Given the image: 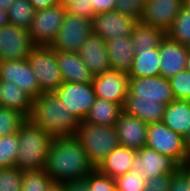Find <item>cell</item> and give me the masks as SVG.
Returning a JSON list of instances; mask_svg holds the SVG:
<instances>
[{"mask_svg": "<svg viewBox=\"0 0 190 191\" xmlns=\"http://www.w3.org/2000/svg\"><path fill=\"white\" fill-rule=\"evenodd\" d=\"M23 171L16 167L0 169V191H21Z\"/></svg>", "mask_w": 190, "mask_h": 191, "instance_id": "34", "label": "cell"}, {"mask_svg": "<svg viewBox=\"0 0 190 191\" xmlns=\"http://www.w3.org/2000/svg\"><path fill=\"white\" fill-rule=\"evenodd\" d=\"M60 3L63 5V6H66L68 3L70 2H73V1H77V0H59Z\"/></svg>", "mask_w": 190, "mask_h": 191, "instance_id": "51", "label": "cell"}, {"mask_svg": "<svg viewBox=\"0 0 190 191\" xmlns=\"http://www.w3.org/2000/svg\"><path fill=\"white\" fill-rule=\"evenodd\" d=\"M122 112L121 105L102 98H96L84 121L95 125L112 126L119 120Z\"/></svg>", "mask_w": 190, "mask_h": 191, "instance_id": "27", "label": "cell"}, {"mask_svg": "<svg viewBox=\"0 0 190 191\" xmlns=\"http://www.w3.org/2000/svg\"><path fill=\"white\" fill-rule=\"evenodd\" d=\"M48 191H67L65 184L54 182Z\"/></svg>", "mask_w": 190, "mask_h": 191, "instance_id": "47", "label": "cell"}, {"mask_svg": "<svg viewBox=\"0 0 190 191\" xmlns=\"http://www.w3.org/2000/svg\"><path fill=\"white\" fill-rule=\"evenodd\" d=\"M115 128L121 146L137 151L146 147L148 124L138 117L122 112L115 123Z\"/></svg>", "mask_w": 190, "mask_h": 191, "instance_id": "18", "label": "cell"}, {"mask_svg": "<svg viewBox=\"0 0 190 191\" xmlns=\"http://www.w3.org/2000/svg\"><path fill=\"white\" fill-rule=\"evenodd\" d=\"M26 120L20 112L0 106V136L17 133Z\"/></svg>", "mask_w": 190, "mask_h": 191, "instance_id": "33", "label": "cell"}, {"mask_svg": "<svg viewBox=\"0 0 190 191\" xmlns=\"http://www.w3.org/2000/svg\"><path fill=\"white\" fill-rule=\"evenodd\" d=\"M136 154L137 150L119 145L100 162L96 169L116 179L131 170Z\"/></svg>", "mask_w": 190, "mask_h": 191, "instance_id": "22", "label": "cell"}, {"mask_svg": "<svg viewBox=\"0 0 190 191\" xmlns=\"http://www.w3.org/2000/svg\"><path fill=\"white\" fill-rule=\"evenodd\" d=\"M146 147L170 157L180 167L190 163L185 150L184 137L175 133L162 121L148 124Z\"/></svg>", "mask_w": 190, "mask_h": 191, "instance_id": "5", "label": "cell"}, {"mask_svg": "<svg viewBox=\"0 0 190 191\" xmlns=\"http://www.w3.org/2000/svg\"><path fill=\"white\" fill-rule=\"evenodd\" d=\"M7 24H9L7 11L0 8V28H2L3 26Z\"/></svg>", "mask_w": 190, "mask_h": 191, "instance_id": "45", "label": "cell"}, {"mask_svg": "<svg viewBox=\"0 0 190 191\" xmlns=\"http://www.w3.org/2000/svg\"><path fill=\"white\" fill-rule=\"evenodd\" d=\"M172 174H163L146 181L143 191H169Z\"/></svg>", "mask_w": 190, "mask_h": 191, "instance_id": "41", "label": "cell"}, {"mask_svg": "<svg viewBox=\"0 0 190 191\" xmlns=\"http://www.w3.org/2000/svg\"><path fill=\"white\" fill-rule=\"evenodd\" d=\"M18 150V133L0 137V169L15 167Z\"/></svg>", "mask_w": 190, "mask_h": 191, "instance_id": "32", "label": "cell"}, {"mask_svg": "<svg viewBox=\"0 0 190 191\" xmlns=\"http://www.w3.org/2000/svg\"><path fill=\"white\" fill-rule=\"evenodd\" d=\"M187 187L188 191H190V163L187 164Z\"/></svg>", "mask_w": 190, "mask_h": 191, "instance_id": "50", "label": "cell"}, {"mask_svg": "<svg viewBox=\"0 0 190 191\" xmlns=\"http://www.w3.org/2000/svg\"><path fill=\"white\" fill-rule=\"evenodd\" d=\"M184 6L190 10V0H184Z\"/></svg>", "mask_w": 190, "mask_h": 191, "instance_id": "52", "label": "cell"}, {"mask_svg": "<svg viewBox=\"0 0 190 191\" xmlns=\"http://www.w3.org/2000/svg\"><path fill=\"white\" fill-rule=\"evenodd\" d=\"M65 8L66 12L86 19H92L95 15L93 12V4H91L90 0L73 1L68 3Z\"/></svg>", "mask_w": 190, "mask_h": 191, "instance_id": "39", "label": "cell"}, {"mask_svg": "<svg viewBox=\"0 0 190 191\" xmlns=\"http://www.w3.org/2000/svg\"><path fill=\"white\" fill-rule=\"evenodd\" d=\"M19 150L15 167L22 171L41 170L53 137L41 127L27 119L18 130Z\"/></svg>", "mask_w": 190, "mask_h": 191, "instance_id": "3", "label": "cell"}, {"mask_svg": "<svg viewBox=\"0 0 190 191\" xmlns=\"http://www.w3.org/2000/svg\"><path fill=\"white\" fill-rule=\"evenodd\" d=\"M0 81L16 84L33 99L43 92L40 90L38 79L33 73L28 59L0 62Z\"/></svg>", "mask_w": 190, "mask_h": 191, "instance_id": "15", "label": "cell"}, {"mask_svg": "<svg viewBox=\"0 0 190 191\" xmlns=\"http://www.w3.org/2000/svg\"><path fill=\"white\" fill-rule=\"evenodd\" d=\"M35 47L28 30L12 24L0 28V62L28 59Z\"/></svg>", "mask_w": 190, "mask_h": 191, "instance_id": "10", "label": "cell"}, {"mask_svg": "<svg viewBox=\"0 0 190 191\" xmlns=\"http://www.w3.org/2000/svg\"><path fill=\"white\" fill-rule=\"evenodd\" d=\"M183 7L184 0H147L140 21L166 34Z\"/></svg>", "mask_w": 190, "mask_h": 191, "instance_id": "16", "label": "cell"}, {"mask_svg": "<svg viewBox=\"0 0 190 191\" xmlns=\"http://www.w3.org/2000/svg\"><path fill=\"white\" fill-rule=\"evenodd\" d=\"M28 62L43 93L55 92L62 85L63 80L56 59V50L49 46H36L30 53Z\"/></svg>", "mask_w": 190, "mask_h": 191, "instance_id": "6", "label": "cell"}, {"mask_svg": "<svg viewBox=\"0 0 190 191\" xmlns=\"http://www.w3.org/2000/svg\"><path fill=\"white\" fill-rule=\"evenodd\" d=\"M166 36L181 44H190V10L185 6L177 14Z\"/></svg>", "mask_w": 190, "mask_h": 191, "instance_id": "30", "label": "cell"}, {"mask_svg": "<svg viewBox=\"0 0 190 191\" xmlns=\"http://www.w3.org/2000/svg\"><path fill=\"white\" fill-rule=\"evenodd\" d=\"M185 150L187 152L188 158L190 160V128L184 136Z\"/></svg>", "mask_w": 190, "mask_h": 191, "instance_id": "46", "label": "cell"}, {"mask_svg": "<svg viewBox=\"0 0 190 191\" xmlns=\"http://www.w3.org/2000/svg\"><path fill=\"white\" fill-rule=\"evenodd\" d=\"M87 184L91 191H117L116 180L97 169L88 174Z\"/></svg>", "mask_w": 190, "mask_h": 191, "instance_id": "37", "label": "cell"}, {"mask_svg": "<svg viewBox=\"0 0 190 191\" xmlns=\"http://www.w3.org/2000/svg\"><path fill=\"white\" fill-rule=\"evenodd\" d=\"M185 70L190 72V48H188Z\"/></svg>", "mask_w": 190, "mask_h": 191, "instance_id": "49", "label": "cell"}, {"mask_svg": "<svg viewBox=\"0 0 190 191\" xmlns=\"http://www.w3.org/2000/svg\"><path fill=\"white\" fill-rule=\"evenodd\" d=\"M188 46L165 36L159 45L161 58L160 75L166 79L174 77L185 70Z\"/></svg>", "mask_w": 190, "mask_h": 191, "instance_id": "17", "label": "cell"}, {"mask_svg": "<svg viewBox=\"0 0 190 191\" xmlns=\"http://www.w3.org/2000/svg\"><path fill=\"white\" fill-rule=\"evenodd\" d=\"M169 191H188L187 165L180 167L174 174H172Z\"/></svg>", "mask_w": 190, "mask_h": 191, "instance_id": "40", "label": "cell"}, {"mask_svg": "<svg viewBox=\"0 0 190 191\" xmlns=\"http://www.w3.org/2000/svg\"><path fill=\"white\" fill-rule=\"evenodd\" d=\"M92 33V19L66 12L62 26L49 47L58 51L78 52Z\"/></svg>", "mask_w": 190, "mask_h": 191, "instance_id": "7", "label": "cell"}, {"mask_svg": "<svg viewBox=\"0 0 190 191\" xmlns=\"http://www.w3.org/2000/svg\"><path fill=\"white\" fill-rule=\"evenodd\" d=\"M66 15V8L61 3L35 11L34 18L28 29L36 46H50Z\"/></svg>", "mask_w": 190, "mask_h": 191, "instance_id": "8", "label": "cell"}, {"mask_svg": "<svg viewBox=\"0 0 190 191\" xmlns=\"http://www.w3.org/2000/svg\"><path fill=\"white\" fill-rule=\"evenodd\" d=\"M127 95H136V100L156 101L167 106L175 100L169 79L155 77H129Z\"/></svg>", "mask_w": 190, "mask_h": 191, "instance_id": "11", "label": "cell"}, {"mask_svg": "<svg viewBox=\"0 0 190 191\" xmlns=\"http://www.w3.org/2000/svg\"><path fill=\"white\" fill-rule=\"evenodd\" d=\"M169 82L175 99L190 101V72L181 71L170 78Z\"/></svg>", "mask_w": 190, "mask_h": 191, "instance_id": "36", "label": "cell"}, {"mask_svg": "<svg viewBox=\"0 0 190 191\" xmlns=\"http://www.w3.org/2000/svg\"><path fill=\"white\" fill-rule=\"evenodd\" d=\"M54 181L44 170L23 171L21 191H48Z\"/></svg>", "mask_w": 190, "mask_h": 191, "instance_id": "31", "label": "cell"}, {"mask_svg": "<svg viewBox=\"0 0 190 191\" xmlns=\"http://www.w3.org/2000/svg\"><path fill=\"white\" fill-rule=\"evenodd\" d=\"M29 119L53 138L74 136L80 124L55 92H44L33 99Z\"/></svg>", "mask_w": 190, "mask_h": 191, "instance_id": "2", "label": "cell"}, {"mask_svg": "<svg viewBox=\"0 0 190 191\" xmlns=\"http://www.w3.org/2000/svg\"><path fill=\"white\" fill-rule=\"evenodd\" d=\"M166 34L159 28L137 21L131 37L134 42V52L158 48Z\"/></svg>", "mask_w": 190, "mask_h": 191, "instance_id": "28", "label": "cell"}, {"mask_svg": "<svg viewBox=\"0 0 190 191\" xmlns=\"http://www.w3.org/2000/svg\"><path fill=\"white\" fill-rule=\"evenodd\" d=\"M96 167L75 136L54 138L47 152L44 170L56 183L84 179Z\"/></svg>", "mask_w": 190, "mask_h": 191, "instance_id": "1", "label": "cell"}, {"mask_svg": "<svg viewBox=\"0 0 190 191\" xmlns=\"http://www.w3.org/2000/svg\"><path fill=\"white\" fill-rule=\"evenodd\" d=\"M56 59L63 82L89 83L93 81L94 75L80 58L78 52L56 50Z\"/></svg>", "mask_w": 190, "mask_h": 191, "instance_id": "20", "label": "cell"}, {"mask_svg": "<svg viewBox=\"0 0 190 191\" xmlns=\"http://www.w3.org/2000/svg\"><path fill=\"white\" fill-rule=\"evenodd\" d=\"M122 108L124 113L150 124L163 120L166 106L156 101L136 100V95H127Z\"/></svg>", "mask_w": 190, "mask_h": 191, "instance_id": "23", "label": "cell"}, {"mask_svg": "<svg viewBox=\"0 0 190 191\" xmlns=\"http://www.w3.org/2000/svg\"><path fill=\"white\" fill-rule=\"evenodd\" d=\"M65 187L67 191H91L87 184V177L65 183Z\"/></svg>", "mask_w": 190, "mask_h": 191, "instance_id": "43", "label": "cell"}, {"mask_svg": "<svg viewBox=\"0 0 190 191\" xmlns=\"http://www.w3.org/2000/svg\"><path fill=\"white\" fill-rule=\"evenodd\" d=\"M179 168L180 166L170 157L143 147L137 151L130 171L141 173L147 181L163 174H174Z\"/></svg>", "mask_w": 190, "mask_h": 191, "instance_id": "13", "label": "cell"}, {"mask_svg": "<svg viewBox=\"0 0 190 191\" xmlns=\"http://www.w3.org/2000/svg\"><path fill=\"white\" fill-rule=\"evenodd\" d=\"M74 136L95 167L120 145L115 125L101 126L82 121Z\"/></svg>", "mask_w": 190, "mask_h": 191, "instance_id": "4", "label": "cell"}, {"mask_svg": "<svg viewBox=\"0 0 190 191\" xmlns=\"http://www.w3.org/2000/svg\"><path fill=\"white\" fill-rule=\"evenodd\" d=\"M78 53L94 76L111 69L106 41L95 33L88 36Z\"/></svg>", "mask_w": 190, "mask_h": 191, "instance_id": "19", "label": "cell"}, {"mask_svg": "<svg viewBox=\"0 0 190 191\" xmlns=\"http://www.w3.org/2000/svg\"><path fill=\"white\" fill-rule=\"evenodd\" d=\"M55 93L79 122L85 120L91 106L95 103L97 98L91 82H63Z\"/></svg>", "mask_w": 190, "mask_h": 191, "instance_id": "9", "label": "cell"}, {"mask_svg": "<svg viewBox=\"0 0 190 191\" xmlns=\"http://www.w3.org/2000/svg\"><path fill=\"white\" fill-rule=\"evenodd\" d=\"M162 122L184 137L190 128V101L175 99L169 103L165 108Z\"/></svg>", "mask_w": 190, "mask_h": 191, "instance_id": "25", "label": "cell"}, {"mask_svg": "<svg viewBox=\"0 0 190 191\" xmlns=\"http://www.w3.org/2000/svg\"><path fill=\"white\" fill-rule=\"evenodd\" d=\"M117 191H143L146 186V180L134 171H129L115 179Z\"/></svg>", "mask_w": 190, "mask_h": 191, "instance_id": "35", "label": "cell"}, {"mask_svg": "<svg viewBox=\"0 0 190 191\" xmlns=\"http://www.w3.org/2000/svg\"><path fill=\"white\" fill-rule=\"evenodd\" d=\"M161 58L159 47L138 50L133 58L132 69L129 77H155L160 75Z\"/></svg>", "mask_w": 190, "mask_h": 191, "instance_id": "26", "label": "cell"}, {"mask_svg": "<svg viewBox=\"0 0 190 191\" xmlns=\"http://www.w3.org/2000/svg\"><path fill=\"white\" fill-rule=\"evenodd\" d=\"M106 48L111 69L129 74L135 56L132 37L110 39L106 41Z\"/></svg>", "mask_w": 190, "mask_h": 191, "instance_id": "21", "label": "cell"}, {"mask_svg": "<svg viewBox=\"0 0 190 191\" xmlns=\"http://www.w3.org/2000/svg\"><path fill=\"white\" fill-rule=\"evenodd\" d=\"M0 106H1V83H0Z\"/></svg>", "mask_w": 190, "mask_h": 191, "instance_id": "53", "label": "cell"}, {"mask_svg": "<svg viewBox=\"0 0 190 191\" xmlns=\"http://www.w3.org/2000/svg\"><path fill=\"white\" fill-rule=\"evenodd\" d=\"M147 0H116L115 11L140 21Z\"/></svg>", "mask_w": 190, "mask_h": 191, "instance_id": "38", "label": "cell"}, {"mask_svg": "<svg viewBox=\"0 0 190 191\" xmlns=\"http://www.w3.org/2000/svg\"><path fill=\"white\" fill-rule=\"evenodd\" d=\"M95 14L114 11L116 0H90Z\"/></svg>", "mask_w": 190, "mask_h": 191, "instance_id": "42", "label": "cell"}, {"mask_svg": "<svg viewBox=\"0 0 190 191\" xmlns=\"http://www.w3.org/2000/svg\"><path fill=\"white\" fill-rule=\"evenodd\" d=\"M9 24L28 30L35 10L29 0H14L7 11Z\"/></svg>", "mask_w": 190, "mask_h": 191, "instance_id": "29", "label": "cell"}, {"mask_svg": "<svg viewBox=\"0 0 190 191\" xmlns=\"http://www.w3.org/2000/svg\"><path fill=\"white\" fill-rule=\"evenodd\" d=\"M14 0H0V8L8 11V8L12 5Z\"/></svg>", "mask_w": 190, "mask_h": 191, "instance_id": "48", "label": "cell"}, {"mask_svg": "<svg viewBox=\"0 0 190 191\" xmlns=\"http://www.w3.org/2000/svg\"><path fill=\"white\" fill-rule=\"evenodd\" d=\"M91 83L97 98L109 100L123 107L129 88L127 73L110 69L95 75Z\"/></svg>", "mask_w": 190, "mask_h": 191, "instance_id": "12", "label": "cell"}, {"mask_svg": "<svg viewBox=\"0 0 190 191\" xmlns=\"http://www.w3.org/2000/svg\"><path fill=\"white\" fill-rule=\"evenodd\" d=\"M137 20L123 15L118 11H108L95 14L92 17L93 33L102 37L105 41L115 37L131 36Z\"/></svg>", "mask_w": 190, "mask_h": 191, "instance_id": "14", "label": "cell"}, {"mask_svg": "<svg viewBox=\"0 0 190 191\" xmlns=\"http://www.w3.org/2000/svg\"><path fill=\"white\" fill-rule=\"evenodd\" d=\"M1 83V106L13 109L30 118L33 109V98L16 84L9 81Z\"/></svg>", "mask_w": 190, "mask_h": 191, "instance_id": "24", "label": "cell"}, {"mask_svg": "<svg viewBox=\"0 0 190 191\" xmlns=\"http://www.w3.org/2000/svg\"><path fill=\"white\" fill-rule=\"evenodd\" d=\"M29 1L31 2L33 9L35 11L60 4L59 0H29Z\"/></svg>", "mask_w": 190, "mask_h": 191, "instance_id": "44", "label": "cell"}]
</instances>
